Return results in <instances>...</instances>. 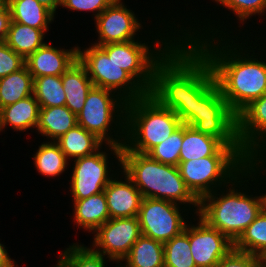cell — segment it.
<instances>
[{
  "label": "cell",
  "mask_w": 266,
  "mask_h": 267,
  "mask_svg": "<svg viewBox=\"0 0 266 267\" xmlns=\"http://www.w3.org/2000/svg\"><path fill=\"white\" fill-rule=\"evenodd\" d=\"M262 258L232 248L215 267H258Z\"/></svg>",
  "instance_id": "cell-37"
},
{
  "label": "cell",
  "mask_w": 266,
  "mask_h": 267,
  "mask_svg": "<svg viewBox=\"0 0 266 267\" xmlns=\"http://www.w3.org/2000/svg\"><path fill=\"white\" fill-rule=\"evenodd\" d=\"M187 125L219 138L225 145L241 146L237 115L228 107L215 79L196 97L195 117Z\"/></svg>",
  "instance_id": "cell-8"
},
{
  "label": "cell",
  "mask_w": 266,
  "mask_h": 267,
  "mask_svg": "<svg viewBox=\"0 0 266 267\" xmlns=\"http://www.w3.org/2000/svg\"><path fill=\"white\" fill-rule=\"evenodd\" d=\"M67 159L74 160L88 156L102 149L104 145L95 134L88 132L82 126L76 125L55 141Z\"/></svg>",
  "instance_id": "cell-25"
},
{
  "label": "cell",
  "mask_w": 266,
  "mask_h": 267,
  "mask_svg": "<svg viewBox=\"0 0 266 267\" xmlns=\"http://www.w3.org/2000/svg\"><path fill=\"white\" fill-rule=\"evenodd\" d=\"M197 226H189L191 255L197 267H215L233 248V243L200 217Z\"/></svg>",
  "instance_id": "cell-15"
},
{
  "label": "cell",
  "mask_w": 266,
  "mask_h": 267,
  "mask_svg": "<svg viewBox=\"0 0 266 267\" xmlns=\"http://www.w3.org/2000/svg\"><path fill=\"white\" fill-rule=\"evenodd\" d=\"M125 118L124 146L141 154L164 142L182 125L173 110L160 105L148 93L127 102Z\"/></svg>",
  "instance_id": "cell-4"
},
{
  "label": "cell",
  "mask_w": 266,
  "mask_h": 267,
  "mask_svg": "<svg viewBox=\"0 0 266 267\" xmlns=\"http://www.w3.org/2000/svg\"><path fill=\"white\" fill-rule=\"evenodd\" d=\"M105 256L88 248L74 243L60 256L58 262L63 267H105Z\"/></svg>",
  "instance_id": "cell-33"
},
{
  "label": "cell",
  "mask_w": 266,
  "mask_h": 267,
  "mask_svg": "<svg viewBox=\"0 0 266 267\" xmlns=\"http://www.w3.org/2000/svg\"><path fill=\"white\" fill-rule=\"evenodd\" d=\"M40 106L34 95H30L14 104L0 109L1 131L7 125L19 131L36 128L38 124Z\"/></svg>",
  "instance_id": "cell-21"
},
{
  "label": "cell",
  "mask_w": 266,
  "mask_h": 267,
  "mask_svg": "<svg viewBox=\"0 0 266 267\" xmlns=\"http://www.w3.org/2000/svg\"><path fill=\"white\" fill-rule=\"evenodd\" d=\"M61 79L66 94L65 106L77 116L84 106L89 91L94 86L93 82L79 60L61 75Z\"/></svg>",
  "instance_id": "cell-20"
},
{
  "label": "cell",
  "mask_w": 266,
  "mask_h": 267,
  "mask_svg": "<svg viewBox=\"0 0 266 267\" xmlns=\"http://www.w3.org/2000/svg\"><path fill=\"white\" fill-rule=\"evenodd\" d=\"M182 143L180 162L212 155H247L241 146L225 145L219 138L198 132L187 124H183Z\"/></svg>",
  "instance_id": "cell-17"
},
{
  "label": "cell",
  "mask_w": 266,
  "mask_h": 267,
  "mask_svg": "<svg viewBox=\"0 0 266 267\" xmlns=\"http://www.w3.org/2000/svg\"><path fill=\"white\" fill-rule=\"evenodd\" d=\"M258 197L260 201L261 213L266 214V194Z\"/></svg>",
  "instance_id": "cell-42"
},
{
  "label": "cell",
  "mask_w": 266,
  "mask_h": 267,
  "mask_svg": "<svg viewBox=\"0 0 266 267\" xmlns=\"http://www.w3.org/2000/svg\"><path fill=\"white\" fill-rule=\"evenodd\" d=\"M11 21L10 10L6 4L0 10V42H5Z\"/></svg>",
  "instance_id": "cell-39"
},
{
  "label": "cell",
  "mask_w": 266,
  "mask_h": 267,
  "mask_svg": "<svg viewBox=\"0 0 266 267\" xmlns=\"http://www.w3.org/2000/svg\"><path fill=\"white\" fill-rule=\"evenodd\" d=\"M118 267H164L163 243L141 235Z\"/></svg>",
  "instance_id": "cell-26"
},
{
  "label": "cell",
  "mask_w": 266,
  "mask_h": 267,
  "mask_svg": "<svg viewBox=\"0 0 266 267\" xmlns=\"http://www.w3.org/2000/svg\"><path fill=\"white\" fill-rule=\"evenodd\" d=\"M215 2L233 11L242 22L254 14L265 13L266 10V0H215Z\"/></svg>",
  "instance_id": "cell-35"
},
{
  "label": "cell",
  "mask_w": 266,
  "mask_h": 267,
  "mask_svg": "<svg viewBox=\"0 0 266 267\" xmlns=\"http://www.w3.org/2000/svg\"><path fill=\"white\" fill-rule=\"evenodd\" d=\"M44 34L41 29L11 21L5 43L26 59L45 44Z\"/></svg>",
  "instance_id": "cell-27"
},
{
  "label": "cell",
  "mask_w": 266,
  "mask_h": 267,
  "mask_svg": "<svg viewBox=\"0 0 266 267\" xmlns=\"http://www.w3.org/2000/svg\"><path fill=\"white\" fill-rule=\"evenodd\" d=\"M164 267H197L190 251L189 225L171 240L164 242Z\"/></svg>",
  "instance_id": "cell-32"
},
{
  "label": "cell",
  "mask_w": 266,
  "mask_h": 267,
  "mask_svg": "<svg viewBox=\"0 0 266 267\" xmlns=\"http://www.w3.org/2000/svg\"><path fill=\"white\" fill-rule=\"evenodd\" d=\"M258 267H266V265L262 262Z\"/></svg>",
  "instance_id": "cell-45"
},
{
  "label": "cell",
  "mask_w": 266,
  "mask_h": 267,
  "mask_svg": "<svg viewBox=\"0 0 266 267\" xmlns=\"http://www.w3.org/2000/svg\"><path fill=\"white\" fill-rule=\"evenodd\" d=\"M7 4V0H0V10Z\"/></svg>",
  "instance_id": "cell-43"
},
{
  "label": "cell",
  "mask_w": 266,
  "mask_h": 267,
  "mask_svg": "<svg viewBox=\"0 0 266 267\" xmlns=\"http://www.w3.org/2000/svg\"><path fill=\"white\" fill-rule=\"evenodd\" d=\"M77 116L66 106L40 107L36 130L53 141L74 128Z\"/></svg>",
  "instance_id": "cell-23"
},
{
  "label": "cell",
  "mask_w": 266,
  "mask_h": 267,
  "mask_svg": "<svg viewBox=\"0 0 266 267\" xmlns=\"http://www.w3.org/2000/svg\"><path fill=\"white\" fill-rule=\"evenodd\" d=\"M177 38L179 42L154 67L148 94L188 124L195 117L196 97L215 78L203 54L180 35Z\"/></svg>",
  "instance_id": "cell-1"
},
{
  "label": "cell",
  "mask_w": 266,
  "mask_h": 267,
  "mask_svg": "<svg viewBox=\"0 0 266 267\" xmlns=\"http://www.w3.org/2000/svg\"><path fill=\"white\" fill-rule=\"evenodd\" d=\"M77 60L78 46L65 50L45 43L25 59V66L34 79L62 75Z\"/></svg>",
  "instance_id": "cell-18"
},
{
  "label": "cell",
  "mask_w": 266,
  "mask_h": 267,
  "mask_svg": "<svg viewBox=\"0 0 266 267\" xmlns=\"http://www.w3.org/2000/svg\"><path fill=\"white\" fill-rule=\"evenodd\" d=\"M120 167L132 180L143 198H153L176 204L194 205L199 211V199L190 191L177 166L160 163L147 154L129 151L122 146Z\"/></svg>",
  "instance_id": "cell-3"
},
{
  "label": "cell",
  "mask_w": 266,
  "mask_h": 267,
  "mask_svg": "<svg viewBox=\"0 0 266 267\" xmlns=\"http://www.w3.org/2000/svg\"><path fill=\"white\" fill-rule=\"evenodd\" d=\"M178 204L166 200L143 198L138 213L141 235L167 242L186 226Z\"/></svg>",
  "instance_id": "cell-11"
},
{
  "label": "cell",
  "mask_w": 266,
  "mask_h": 267,
  "mask_svg": "<svg viewBox=\"0 0 266 267\" xmlns=\"http://www.w3.org/2000/svg\"><path fill=\"white\" fill-rule=\"evenodd\" d=\"M25 66V59L5 42H0V78L19 71Z\"/></svg>",
  "instance_id": "cell-36"
},
{
  "label": "cell",
  "mask_w": 266,
  "mask_h": 267,
  "mask_svg": "<svg viewBox=\"0 0 266 267\" xmlns=\"http://www.w3.org/2000/svg\"><path fill=\"white\" fill-rule=\"evenodd\" d=\"M39 4H42L47 9L52 11L54 14L56 12L57 6H61L62 0H36Z\"/></svg>",
  "instance_id": "cell-41"
},
{
  "label": "cell",
  "mask_w": 266,
  "mask_h": 267,
  "mask_svg": "<svg viewBox=\"0 0 266 267\" xmlns=\"http://www.w3.org/2000/svg\"><path fill=\"white\" fill-rule=\"evenodd\" d=\"M237 135L248 156H261L266 152V93L237 115Z\"/></svg>",
  "instance_id": "cell-16"
},
{
  "label": "cell",
  "mask_w": 266,
  "mask_h": 267,
  "mask_svg": "<svg viewBox=\"0 0 266 267\" xmlns=\"http://www.w3.org/2000/svg\"><path fill=\"white\" fill-rule=\"evenodd\" d=\"M90 46L82 51L78 47V60L85 67L94 86L114 91L126 102L141 98L148 93L99 46L93 44Z\"/></svg>",
  "instance_id": "cell-10"
},
{
  "label": "cell",
  "mask_w": 266,
  "mask_h": 267,
  "mask_svg": "<svg viewBox=\"0 0 266 267\" xmlns=\"http://www.w3.org/2000/svg\"><path fill=\"white\" fill-rule=\"evenodd\" d=\"M74 222L78 228L95 232L110 219L104 191L86 199L74 200Z\"/></svg>",
  "instance_id": "cell-22"
},
{
  "label": "cell",
  "mask_w": 266,
  "mask_h": 267,
  "mask_svg": "<svg viewBox=\"0 0 266 267\" xmlns=\"http://www.w3.org/2000/svg\"><path fill=\"white\" fill-rule=\"evenodd\" d=\"M101 150L74 159V168L70 180L73 200L86 199L101 193L113 178L108 170V156ZM109 171V172H108Z\"/></svg>",
  "instance_id": "cell-13"
},
{
  "label": "cell",
  "mask_w": 266,
  "mask_h": 267,
  "mask_svg": "<svg viewBox=\"0 0 266 267\" xmlns=\"http://www.w3.org/2000/svg\"><path fill=\"white\" fill-rule=\"evenodd\" d=\"M34 79L27 67L0 78V109L33 95Z\"/></svg>",
  "instance_id": "cell-28"
},
{
  "label": "cell",
  "mask_w": 266,
  "mask_h": 267,
  "mask_svg": "<svg viewBox=\"0 0 266 267\" xmlns=\"http://www.w3.org/2000/svg\"><path fill=\"white\" fill-rule=\"evenodd\" d=\"M240 179L239 174V177L237 176L231 182L230 188H227L226 194L224 191L222 195L216 194L218 191L216 190L203 196L199 200V211L197 213V216L209 226L223 233L232 243L240 237L243 231L261 213L258 196L253 197L251 195V197L245 192H240V189L238 192L235 188L239 182L243 183L242 179L237 181Z\"/></svg>",
  "instance_id": "cell-5"
},
{
  "label": "cell",
  "mask_w": 266,
  "mask_h": 267,
  "mask_svg": "<svg viewBox=\"0 0 266 267\" xmlns=\"http://www.w3.org/2000/svg\"><path fill=\"white\" fill-rule=\"evenodd\" d=\"M34 165L41 175L59 176L68 166V159L55 141L42 143L33 156Z\"/></svg>",
  "instance_id": "cell-30"
},
{
  "label": "cell",
  "mask_w": 266,
  "mask_h": 267,
  "mask_svg": "<svg viewBox=\"0 0 266 267\" xmlns=\"http://www.w3.org/2000/svg\"><path fill=\"white\" fill-rule=\"evenodd\" d=\"M121 1L115 0L95 19L99 41L93 45L135 40L136 32L142 27L141 23L137 21L134 12L127 9Z\"/></svg>",
  "instance_id": "cell-14"
},
{
  "label": "cell",
  "mask_w": 266,
  "mask_h": 267,
  "mask_svg": "<svg viewBox=\"0 0 266 267\" xmlns=\"http://www.w3.org/2000/svg\"><path fill=\"white\" fill-rule=\"evenodd\" d=\"M233 248L260 258L266 255V214L257 216L233 243Z\"/></svg>",
  "instance_id": "cell-29"
},
{
  "label": "cell",
  "mask_w": 266,
  "mask_h": 267,
  "mask_svg": "<svg viewBox=\"0 0 266 267\" xmlns=\"http://www.w3.org/2000/svg\"><path fill=\"white\" fill-rule=\"evenodd\" d=\"M263 157L265 158L263 155H212L179 162L178 168L186 186L200 200L216 191L217 187L223 184L228 186L239 174L242 178H247L245 176L249 174L248 178H254L252 173L260 167L262 161L264 162L261 160Z\"/></svg>",
  "instance_id": "cell-6"
},
{
  "label": "cell",
  "mask_w": 266,
  "mask_h": 267,
  "mask_svg": "<svg viewBox=\"0 0 266 267\" xmlns=\"http://www.w3.org/2000/svg\"><path fill=\"white\" fill-rule=\"evenodd\" d=\"M0 267H17L15 261L12 260L7 253L5 246L0 243Z\"/></svg>",
  "instance_id": "cell-40"
},
{
  "label": "cell",
  "mask_w": 266,
  "mask_h": 267,
  "mask_svg": "<svg viewBox=\"0 0 266 267\" xmlns=\"http://www.w3.org/2000/svg\"><path fill=\"white\" fill-rule=\"evenodd\" d=\"M94 233L92 249L119 264L141 236L138 216L110 218Z\"/></svg>",
  "instance_id": "cell-12"
},
{
  "label": "cell",
  "mask_w": 266,
  "mask_h": 267,
  "mask_svg": "<svg viewBox=\"0 0 266 267\" xmlns=\"http://www.w3.org/2000/svg\"><path fill=\"white\" fill-rule=\"evenodd\" d=\"M183 141V124L164 142L152 148L147 155L163 164L177 166Z\"/></svg>",
  "instance_id": "cell-34"
},
{
  "label": "cell",
  "mask_w": 266,
  "mask_h": 267,
  "mask_svg": "<svg viewBox=\"0 0 266 267\" xmlns=\"http://www.w3.org/2000/svg\"><path fill=\"white\" fill-rule=\"evenodd\" d=\"M33 95L40 107L65 106L66 94L61 75L34 78Z\"/></svg>",
  "instance_id": "cell-31"
},
{
  "label": "cell",
  "mask_w": 266,
  "mask_h": 267,
  "mask_svg": "<svg viewBox=\"0 0 266 267\" xmlns=\"http://www.w3.org/2000/svg\"><path fill=\"white\" fill-rule=\"evenodd\" d=\"M115 0H62L61 6L70 10L95 11V19Z\"/></svg>",
  "instance_id": "cell-38"
},
{
  "label": "cell",
  "mask_w": 266,
  "mask_h": 267,
  "mask_svg": "<svg viewBox=\"0 0 266 267\" xmlns=\"http://www.w3.org/2000/svg\"><path fill=\"white\" fill-rule=\"evenodd\" d=\"M13 22L41 29L45 33L54 19V13L36 0H7Z\"/></svg>",
  "instance_id": "cell-24"
},
{
  "label": "cell",
  "mask_w": 266,
  "mask_h": 267,
  "mask_svg": "<svg viewBox=\"0 0 266 267\" xmlns=\"http://www.w3.org/2000/svg\"><path fill=\"white\" fill-rule=\"evenodd\" d=\"M56 267H63L59 262H57Z\"/></svg>",
  "instance_id": "cell-46"
},
{
  "label": "cell",
  "mask_w": 266,
  "mask_h": 267,
  "mask_svg": "<svg viewBox=\"0 0 266 267\" xmlns=\"http://www.w3.org/2000/svg\"><path fill=\"white\" fill-rule=\"evenodd\" d=\"M262 262L266 265V255L262 258Z\"/></svg>",
  "instance_id": "cell-44"
},
{
  "label": "cell",
  "mask_w": 266,
  "mask_h": 267,
  "mask_svg": "<svg viewBox=\"0 0 266 267\" xmlns=\"http://www.w3.org/2000/svg\"><path fill=\"white\" fill-rule=\"evenodd\" d=\"M193 33L184 32L182 38L192 43L208 60L222 96L236 115L266 93V60L258 61L253 55H246L245 51L243 54V49L237 50L233 47L236 46L235 43L231 46L227 41L226 44L217 43L214 36L210 41V34L207 36L204 33L200 36L198 33V36H194L196 34Z\"/></svg>",
  "instance_id": "cell-2"
},
{
  "label": "cell",
  "mask_w": 266,
  "mask_h": 267,
  "mask_svg": "<svg viewBox=\"0 0 266 267\" xmlns=\"http://www.w3.org/2000/svg\"><path fill=\"white\" fill-rule=\"evenodd\" d=\"M125 176L122 179H111L104 189L106 202L110 218H130L138 216L143 196L132 182V180L123 172Z\"/></svg>",
  "instance_id": "cell-19"
},
{
  "label": "cell",
  "mask_w": 266,
  "mask_h": 267,
  "mask_svg": "<svg viewBox=\"0 0 266 267\" xmlns=\"http://www.w3.org/2000/svg\"><path fill=\"white\" fill-rule=\"evenodd\" d=\"M126 105L127 102L114 91L93 86L81 112L77 115V124L95 134L103 142L106 141L105 144L108 145L109 150L113 151L118 163L121 162L122 146L125 142ZM115 119H117L116 122ZM112 122L119 124L116 126H119L118 130L121 129V132L118 131L120 135L122 134L120 137L114 135V138L112 133H108Z\"/></svg>",
  "instance_id": "cell-7"
},
{
  "label": "cell",
  "mask_w": 266,
  "mask_h": 267,
  "mask_svg": "<svg viewBox=\"0 0 266 267\" xmlns=\"http://www.w3.org/2000/svg\"><path fill=\"white\" fill-rule=\"evenodd\" d=\"M169 37L164 41L156 42V48H151L141 41L132 40L126 42L109 43L99 47L112 57L114 62L128 72L147 92L150 91L153 82L154 67L169 53L178 43L177 38ZM176 39V40H175ZM174 40V42L172 41ZM162 43V44H161ZM162 45L164 46L162 48ZM156 50V51H155ZM156 53V54H155Z\"/></svg>",
  "instance_id": "cell-9"
}]
</instances>
